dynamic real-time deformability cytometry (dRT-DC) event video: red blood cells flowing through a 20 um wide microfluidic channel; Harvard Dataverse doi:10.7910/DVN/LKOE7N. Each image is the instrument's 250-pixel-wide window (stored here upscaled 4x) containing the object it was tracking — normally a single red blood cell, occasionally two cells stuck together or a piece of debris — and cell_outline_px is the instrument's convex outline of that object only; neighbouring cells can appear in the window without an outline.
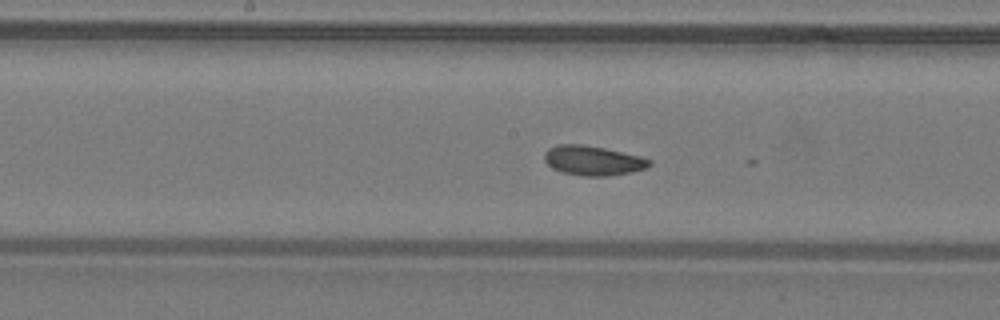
{"species": "common noctule bat (a hibernating species)", "species_latin": "Nyctalus noctula", "temperature_condition": "warm", "stored_images_in_passage": 49, "camera_frame_rate_fps": 3000, "um_per_image_px": 0.085, "animal": {"sex": "male", "body_mass_g": 19.2, "forearm_length_mm": 51.8}, "frame": {"image": 1, "passage_image": 25, "time_ms": 8.0, "image_size_px": [1000, 320], "cell_outline_px": [[652, 164], [648, 168], [632, 172], [608, 176], [584, 176], [564, 172], [552, 168], [544, 160], [544, 152], [548, 148], [556, 144], [584, 144], [604, 148], [640, 156], [652, 160]], "centroid_in_image_um": [50.41, 13.64], "position_along_channel_um": 197.8, "area_um2": 18.26}}